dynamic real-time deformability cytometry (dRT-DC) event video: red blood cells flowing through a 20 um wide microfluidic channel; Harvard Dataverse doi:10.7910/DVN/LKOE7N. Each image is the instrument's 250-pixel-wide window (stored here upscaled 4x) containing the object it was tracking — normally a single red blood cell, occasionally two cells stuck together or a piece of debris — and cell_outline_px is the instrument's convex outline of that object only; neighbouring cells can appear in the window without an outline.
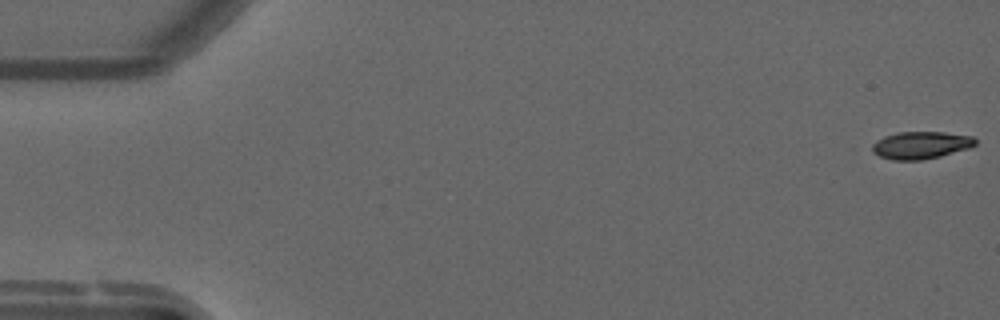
{"species": "common noctule bat (a hibernating species)", "species_latin": "Nyctalus noctula", "temperature_condition": "warm", "stored_images_in_passage": 55, "camera_frame_rate_fps": 3000, "um_per_image_px": 0.085, "animal": {"sex": "male", "forearm_length_mm": 52.5}, "frame": {"image": 1, "passage_image": 1, "time_ms": 0.0, "image_size_px": [1000, 320], "cell_outline_px": [[976, 144], [968, 148], [940, 156], [920, 160], [892, 160], [880, 156], [864, 148], [876, 140], [884, 136], [900, 132], [944, 132], [972, 136], [976, 140]], "centroid_in_image_um": [78.17, 12.34], "position_along_channel_um": 6.8, "area_um2": 16.65}}
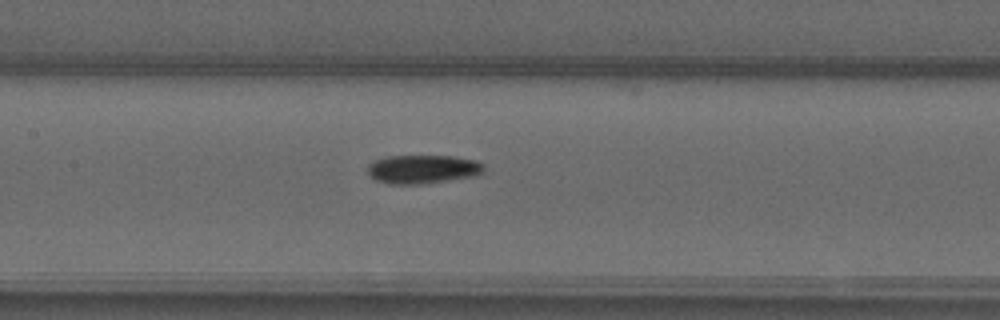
{"frame": {"image": 2, "passage_image": 26, "time_ms": 8.333, "image_size_px": [1000, 320], "cell_outline_px": [[484, 172], [476, 176], [420, 184], [388, 184], [376, 180], [368, 176], [368, 164], [372, 160], [388, 156], [452, 156], [476, 160], [484, 164]], "centroid_in_image_um": [35.92, 14.38], "position_along_channel_um": 171.5, "area_um2": 19.65}}
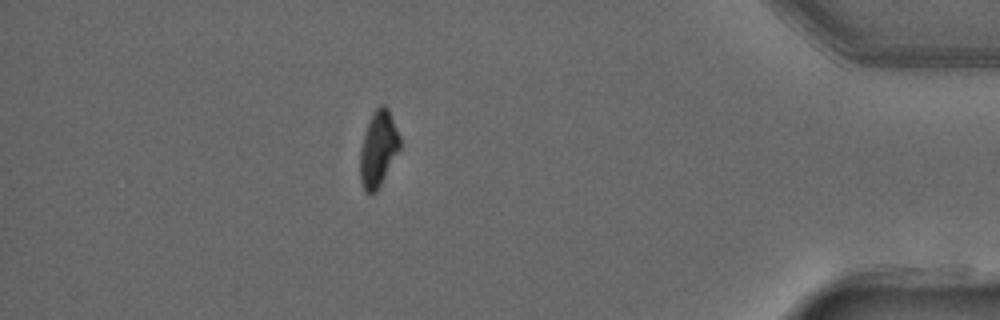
{"frame": {"image": 3, "passage_image": 48, "time_ms": 15.667, "image_size_px": [1000, 320], "cell_outline_px": [[400, 148], [376, 192], [368, 192], [364, 188], [360, 180], [360, 148], [372, 112], [380, 104], [384, 104], [388, 108], [400, 136]], "centroid_in_image_um": [32.15, 12.61], "position_along_channel_um": 403.0, "area_um2": 17.22}, "authors_computed_cell_mechanics": {"area_um2": 18.3226, "velocity_mm_per_s": 3.7759, "shape_relaxation_time_tau1_ms": 5.1624, "shape_relaxation_time_tau2_ms": null, "deformation_change_tau1": 0.1653, "deformation_change_tau2": null}}